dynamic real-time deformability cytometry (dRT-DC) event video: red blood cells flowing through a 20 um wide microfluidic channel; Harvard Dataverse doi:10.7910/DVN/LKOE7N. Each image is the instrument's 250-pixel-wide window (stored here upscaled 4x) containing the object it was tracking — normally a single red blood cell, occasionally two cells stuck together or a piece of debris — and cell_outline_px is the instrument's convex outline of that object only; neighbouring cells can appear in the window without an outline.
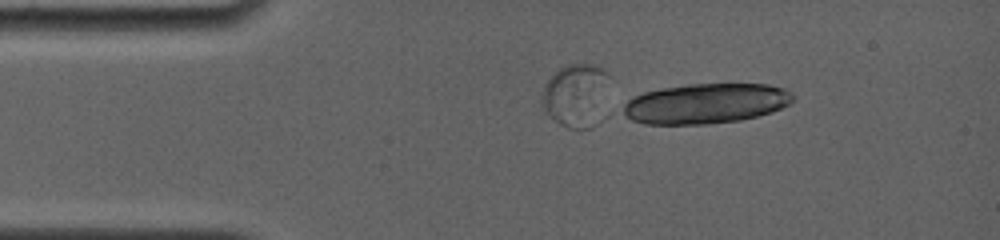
{"species": "common noctule bat (a hibernating species)", "species_latin": "Nyctalus noctula", "temperature_condition": "room temperature", "stored_images_in_passage": 7, "camera_frame_rate_fps": 4000, "um_per_image_px": 0.085, "animal": {"sex": "female", "body_mass_g": 19.0, "forearm_length_mm": 56.7}, "frame": {"image": 1, "passage_image": 1, "time_ms": 0.0, "image_size_px": [1000, 240], "cell_outline_px": [[608, 76], [592, 128], [568, 128], [560, 124], [544, 108], [544, 88], [548, 80], [560, 68], [572, 64], [588, 64], [600, 68]], "centroid_in_image_um": [48.89, 8.07], "position_along_channel_um": 36.1, "area_um2": 22.83}}
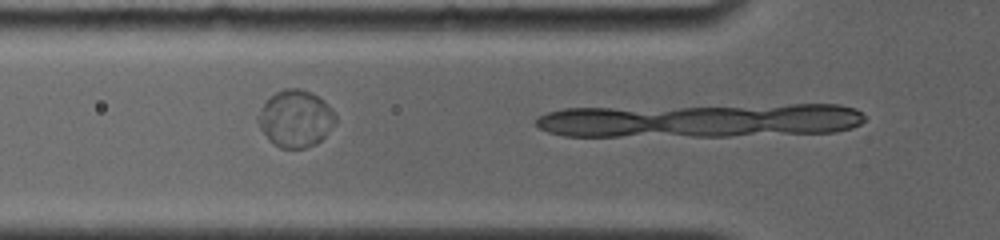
{"frame": {"image": 2, "passage_image": 3, "time_ms": 2.5, "image_size_px": [1000, 240], "cell_outline_px": [[336, 124], [316, 144], [304, 148], [280, 148], [268, 140], [260, 128], [256, 120], [256, 116], [260, 108], [276, 92], [284, 88], [300, 88], [312, 92], [324, 100], [332, 108], [336, 116]], "centroid_in_image_um": [25.12, 10.08], "position_along_channel_um": 100.7, "area_um2": 25.95}}